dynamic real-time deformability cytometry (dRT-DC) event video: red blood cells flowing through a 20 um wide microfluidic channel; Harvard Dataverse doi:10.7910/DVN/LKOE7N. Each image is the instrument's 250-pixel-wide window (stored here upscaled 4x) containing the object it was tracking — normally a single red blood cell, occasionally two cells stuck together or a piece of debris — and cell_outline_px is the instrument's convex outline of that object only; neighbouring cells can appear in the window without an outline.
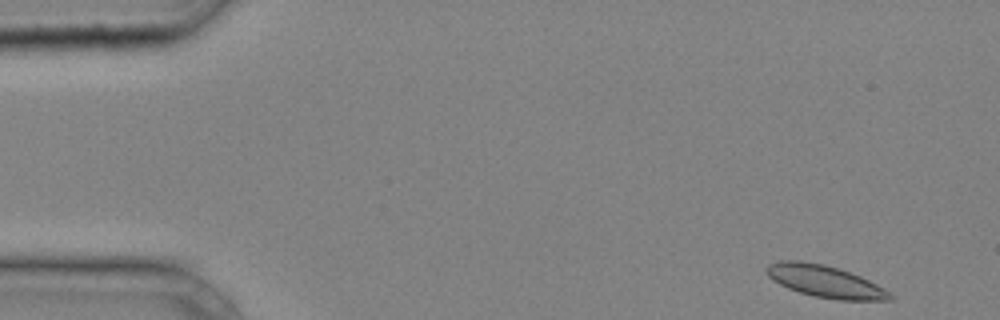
{"species": "common noctule bat (a hibernating species)", "species_latin": "Nyctalus noctula", "temperature_condition": "cold", "stored_images_in_passage": 39, "camera_frame_rate_fps": 3000, "um_per_image_px": 0.085, "animal": {"sex": "male", "body_mass_g": 20.4}, "frame": {"image": 1, "passage_image": 1, "time_ms": 0.0, "image_size_px": [1000, 320], "cell_outline_px": [[892, 300], [836, 300], [812, 296], [788, 288], [772, 280], [764, 272], [764, 268], [768, 264], [780, 260], [800, 260], [824, 264], [840, 268], [860, 276], [884, 288], [892, 296]], "centroid_in_image_um": [70.07, 23.9], "position_along_channel_um": 14.9, "area_um2": 23.24}}
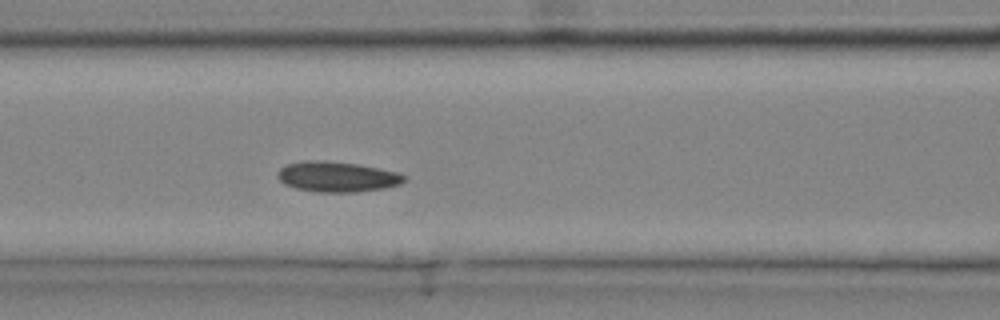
{"frame": {"image": 2, "passage_image": 16, "time_ms": 5.0, "image_size_px": [1000, 320], "cell_outline_px": [[408, 180], [400, 184], [384, 188], [356, 192], [320, 192], [296, 188], [284, 184], [276, 176], [276, 172], [280, 168], [288, 164], [304, 160], [324, 160], [356, 164], [396, 172], [408, 176]], "centroid_in_image_um": [28.65, 15.02], "position_along_channel_um": 138.0, "area_um2": 22.43}}
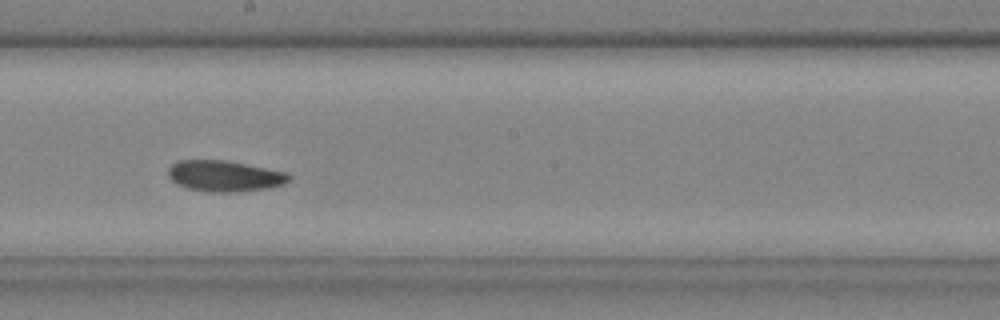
{"frame": {"image": 3, "passage_image": 22, "time_ms": 7.0, "image_size_px": [1000, 320], "cell_outline_px": [[292, 176], [284, 184], [268, 188], [236, 192], [212, 192], [188, 188], [176, 184], [168, 176], [168, 168], [176, 160], [224, 160], [288, 172]], "centroid_in_image_um": [19.08, 14.96], "position_along_channel_um": 229.1, "area_um2": 21.85}}